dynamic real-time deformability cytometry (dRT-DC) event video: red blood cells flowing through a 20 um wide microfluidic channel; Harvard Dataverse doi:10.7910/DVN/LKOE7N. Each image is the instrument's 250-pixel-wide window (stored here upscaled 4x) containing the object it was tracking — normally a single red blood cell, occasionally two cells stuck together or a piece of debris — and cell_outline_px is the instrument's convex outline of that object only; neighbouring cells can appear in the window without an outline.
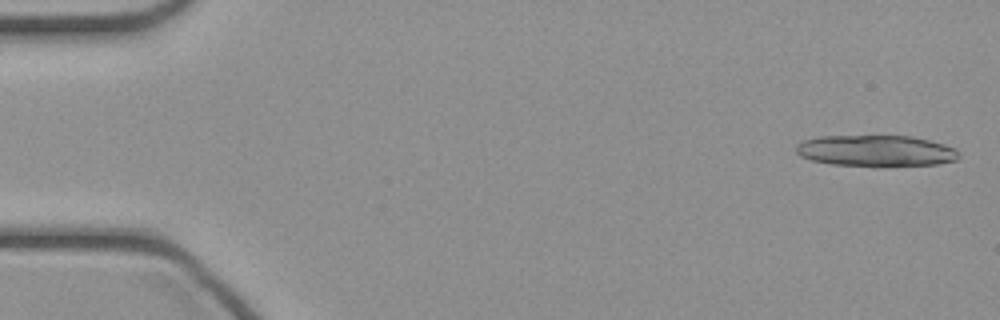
{"species": "common noctule bat (a hibernating species)", "species_latin": "Nyctalus noctula", "temperature_condition": "cold", "stored_images_in_passage": 32, "camera_frame_rate_fps": 3000, "um_per_image_px": 0.085, "animal": {"sex": "female", "body_mass_g": 21.9}, "frame": {"image": 1, "passage_image": 1, "time_ms": 0.0, "image_size_px": [1000, 320], "cell_outline_px": [[960, 156], [956, 160], [936, 164], [880, 168], [876, 168], [832, 164], [812, 160], [800, 156], [796, 152], [796, 144], [804, 140], [820, 136], [912, 136], [944, 144], [956, 148], [960, 152]], "centroid_in_image_um": [74.48, 12.85], "position_along_channel_um": 10.5, "area_um2": 30.4}}